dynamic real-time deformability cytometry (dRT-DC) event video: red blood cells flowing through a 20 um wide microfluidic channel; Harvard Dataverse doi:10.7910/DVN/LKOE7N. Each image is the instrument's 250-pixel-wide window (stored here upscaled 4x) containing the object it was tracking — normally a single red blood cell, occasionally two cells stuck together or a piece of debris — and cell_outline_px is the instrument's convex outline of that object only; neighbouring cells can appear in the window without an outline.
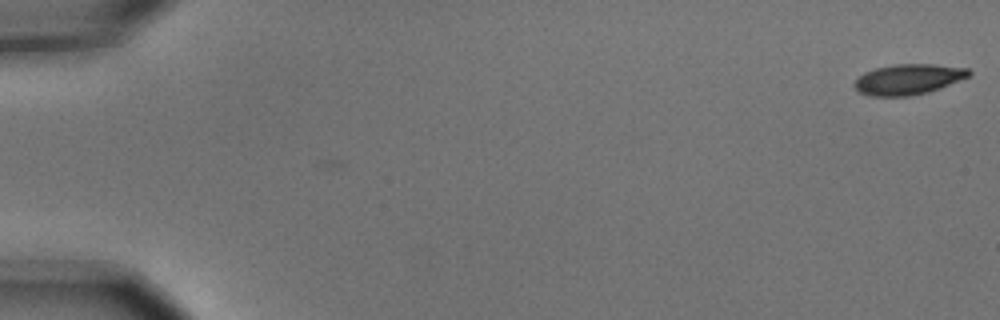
{"species": "common noctule bat (a hibernating species)", "species_latin": "Nyctalus noctula", "temperature_condition": "cold", "stored_images_in_passage": 7, "camera_frame_rate_fps": 3000, "um_per_image_px": 0.085, "animal": {"sex": "male", "body_mass_g": 15.6}, "frame": {"image": 1, "passage_image": 1, "time_ms": 0.0, "image_size_px": [1000, 320], "cell_outline_px": [[972, 72], [968, 76], [940, 88], [928, 92], [908, 96], [872, 96], [860, 92], [852, 84], [864, 72], [876, 68], [896, 64], [932, 64], [968, 68]], "centroid_in_image_um": [77.19, 6.74], "position_along_channel_um": 7.8, "area_um2": 20.11}}
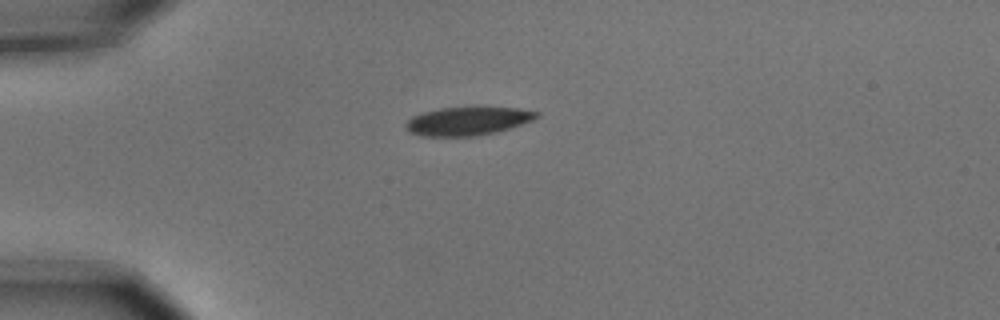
{"frame": {"image": 2, "passage_image": 5, "time_ms": 1.333, "image_size_px": [1000, 320], "cell_outline_px": [[540, 116], [532, 120], [496, 132], [476, 136], [420, 136], [412, 132], [404, 124], [412, 116], [424, 112], [440, 108], [480, 104], [520, 108], [540, 112]], "centroid_in_image_um": [39.82, 10.23], "position_along_channel_um": 45.2, "area_um2": 22.43}}
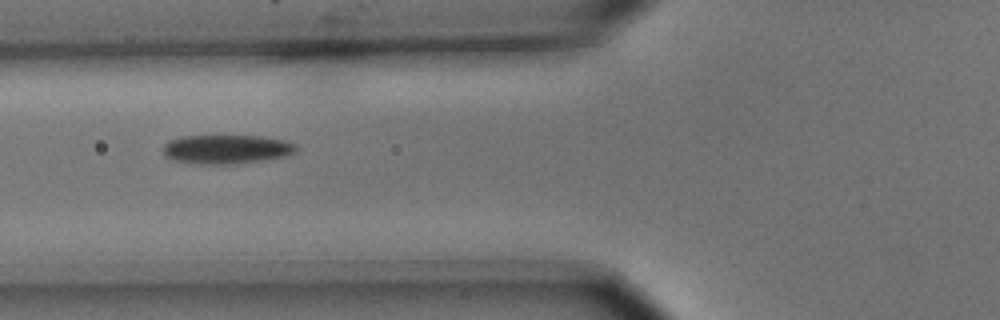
{"frame": {"image": 3, "passage_image": 7, "time_ms": 2.0, "image_size_px": [1000, 320], "cell_outline_px": [[296, 148], [288, 156], [236, 164], [196, 164], [172, 160], [164, 156], [164, 144], [168, 140], [180, 136], [260, 136], [284, 140], [296, 144]], "centroid_in_image_um": [19.2, 12.69], "position_along_channel_um": 106.6, "area_um2": 22.6}}